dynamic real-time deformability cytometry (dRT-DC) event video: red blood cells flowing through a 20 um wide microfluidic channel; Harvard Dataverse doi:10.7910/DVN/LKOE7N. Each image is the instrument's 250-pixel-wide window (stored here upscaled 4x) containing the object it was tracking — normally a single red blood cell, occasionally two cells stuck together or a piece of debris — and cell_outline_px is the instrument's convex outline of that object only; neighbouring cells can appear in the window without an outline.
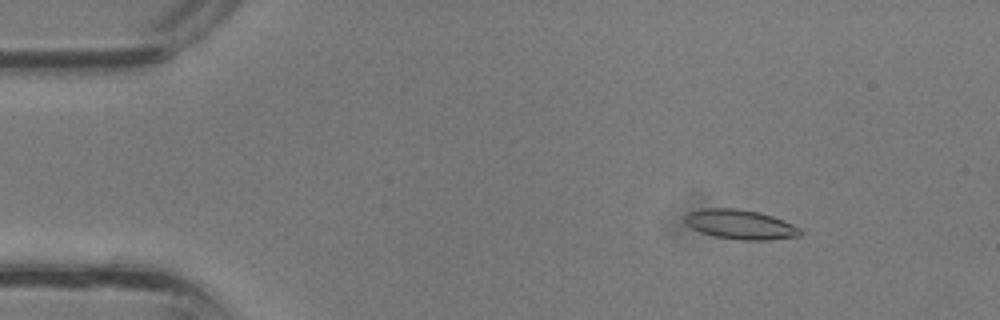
{"species": "common noctule bat (a hibernating species)", "species_latin": "Nyctalus noctula", "temperature_condition": "room temperature", "stored_images_in_passage": 36, "camera_frame_rate_fps": 3000, "um_per_image_px": 0.085, "animal": {"sex": "male", "body_mass_g": 13.3}, "frame": {"image": 1, "passage_image": 4, "time_ms": 1.0, "image_size_px": [1000, 320], "cell_outline_px": [[804, 232], [800, 236], [768, 240], [740, 240], [716, 236], [700, 232], [692, 228], [684, 220], [684, 216], [688, 212], [708, 208], [736, 208], [760, 212], [784, 220], [800, 228]], "centroid_in_image_um": [62.96, 19.08], "position_along_channel_um": 22.0, "area_um2": 19.88}}
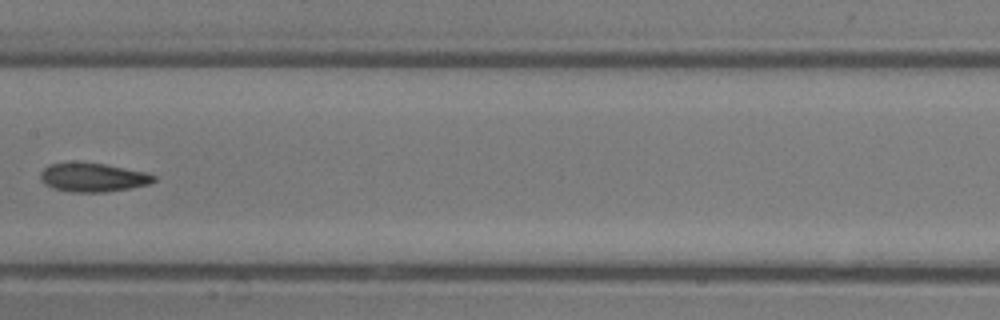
{"frame": {"image": 2, "passage_image": 18, "time_ms": 5.667, "image_size_px": [1000, 320], "cell_outline_px": [[156, 180], [148, 184], [128, 188], [104, 192], [72, 192], [52, 188], [44, 184], [40, 180], [40, 172], [48, 164], [104, 164], [148, 172], [156, 176]], "centroid_in_image_um": [7.91, 15.1], "position_along_channel_um": 199.5, "area_um2": 18.67}}
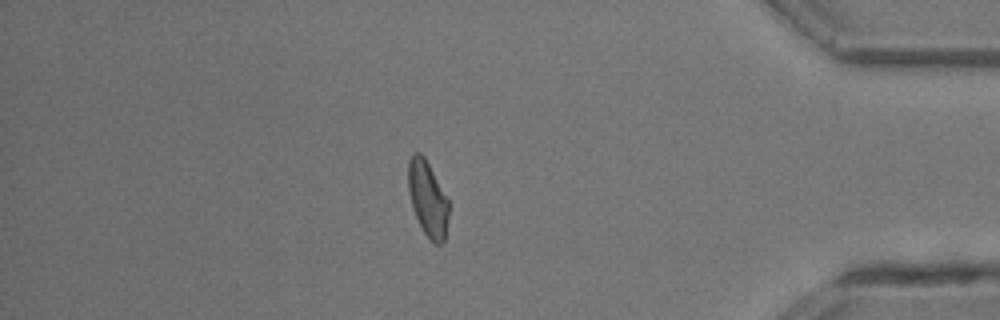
{"frame": {"image": 3, "passage_image": 31, "time_ms": 10.0, "image_size_px": [1000, 320], "cell_outline_px": [[448, 216], [444, 244], [432, 244], [424, 232], [412, 208], [408, 188], [408, 160], [412, 152], [420, 152], [424, 156], [448, 200]], "centroid_in_image_um": [36.34, 16.9], "position_along_channel_um": 398.9, "area_um2": 17.74}}